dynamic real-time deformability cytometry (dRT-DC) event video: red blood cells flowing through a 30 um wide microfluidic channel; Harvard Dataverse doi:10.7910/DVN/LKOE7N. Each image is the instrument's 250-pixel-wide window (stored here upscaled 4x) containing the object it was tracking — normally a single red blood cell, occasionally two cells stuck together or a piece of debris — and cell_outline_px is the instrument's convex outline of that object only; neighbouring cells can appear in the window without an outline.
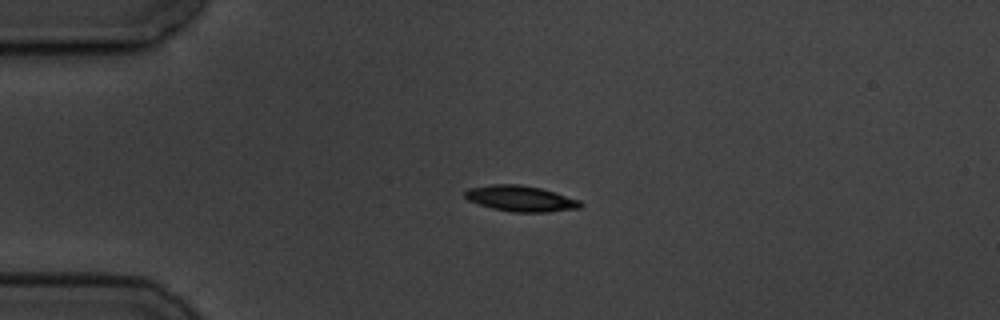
{"species": "common noctule bat (a hibernating species)", "species_latin": "Nyctalus noctula", "temperature_condition": "cold", "stored_images_in_passage": 1, "camera_frame_rate_fps": 3000, "um_per_image_px": 0.085, "animal": {"sex": "male", "body_mass_g": 19.5, "forearm_length_mm": 54.6}, "frame": {"image": 1, "passage_image": 1, "time_ms": 0.0, "image_size_px": [1000, 320], "cell_outline_px": [[584, 204], [580, 208], [548, 212], [512, 212], [492, 208], [468, 200], [464, 196], [464, 192], [468, 188], [492, 184], [520, 184], [540, 188], [580, 200]], "centroid_in_image_um": [44.25, 16.87], "position_along_channel_um": 40.7, "area_um2": 17.34}}